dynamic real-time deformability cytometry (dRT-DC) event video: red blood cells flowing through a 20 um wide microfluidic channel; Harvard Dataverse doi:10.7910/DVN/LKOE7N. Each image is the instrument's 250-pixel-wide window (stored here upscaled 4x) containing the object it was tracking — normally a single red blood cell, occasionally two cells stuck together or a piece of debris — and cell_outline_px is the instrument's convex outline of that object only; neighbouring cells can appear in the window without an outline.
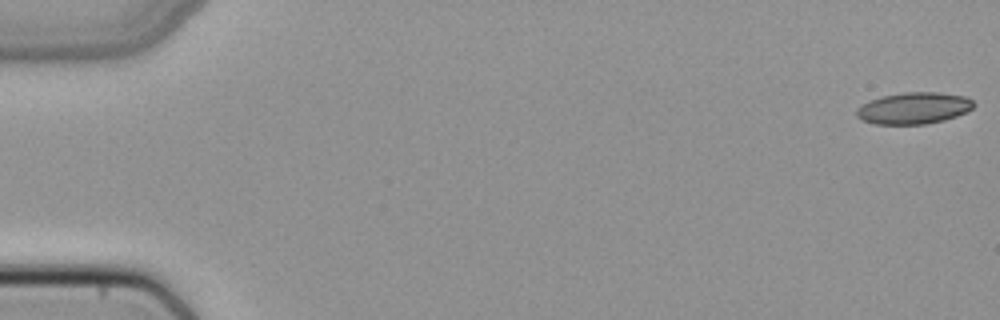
{"species": "common noctule bat (a hibernating species)", "species_latin": "Nyctalus noctula", "temperature_condition": "cold", "stored_images_in_passage": 50, "camera_frame_rate_fps": 3000, "um_per_image_px": 0.085, "animal": {"sex": "female", "body_mass_g": 22.7, "forearm_length_mm": 54.2}, "frame": {"image": 1, "passage_image": 1, "time_ms": 0.0, "image_size_px": [1000, 320], "cell_outline_px": [[976, 104], [968, 112], [944, 120], [924, 124], [876, 124], [864, 120], [856, 116], [856, 108], [872, 100], [884, 96], [904, 92], [940, 92], [964, 96], [972, 100]], "centroid_in_image_um": [77.71, 9.19], "position_along_channel_um": 7.3, "area_um2": 21.44}}
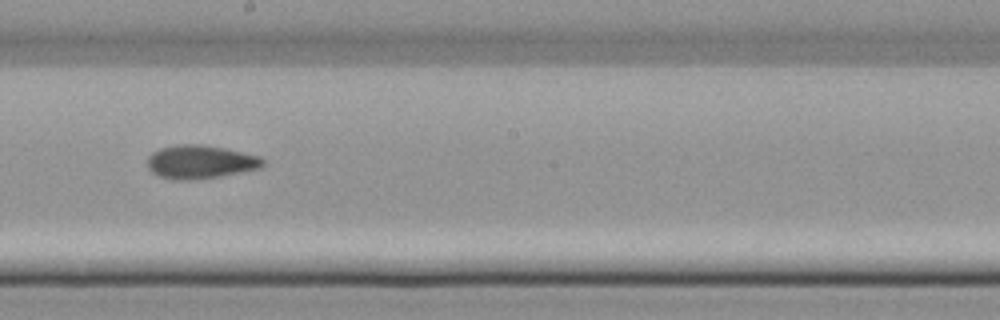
{"frame": {"image": 2, "passage_image": 29, "time_ms": 9.333, "image_size_px": [1000, 320], "cell_outline_px": [[264, 164], [260, 168], [244, 172], [220, 176], [192, 180], [172, 180], [160, 176], [152, 172], [148, 168], [148, 156], [152, 152], [160, 148], [176, 144], [200, 144], [224, 148], [260, 156], [264, 160]], "centroid_in_image_um": [17.02, 13.76], "position_along_channel_um": 231.2, "area_um2": 22.66}}
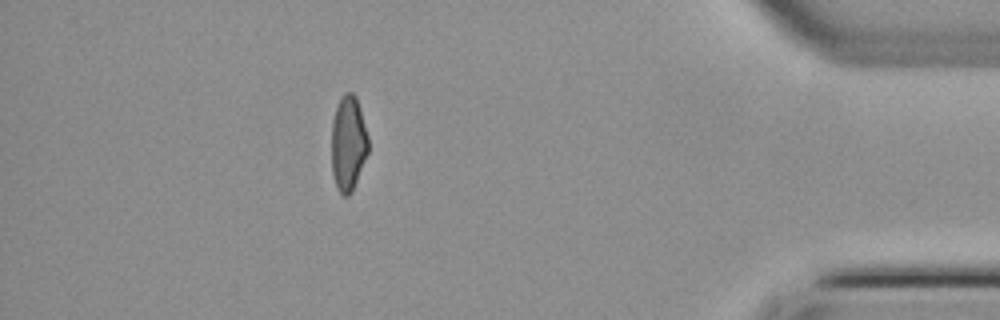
{"frame": {"image": 3, "passage_image": 45, "time_ms": 14.667, "image_size_px": [1000, 320], "cell_outline_px": [[368, 152], [352, 192], [348, 196], [340, 196], [336, 188], [332, 172], [332, 120], [336, 108], [340, 100], [348, 92], [352, 92], [356, 96], [360, 108], [368, 136]], "centroid_in_image_um": [29.6, 12.24], "position_along_channel_um": 405.6, "area_um2": 20.35}}